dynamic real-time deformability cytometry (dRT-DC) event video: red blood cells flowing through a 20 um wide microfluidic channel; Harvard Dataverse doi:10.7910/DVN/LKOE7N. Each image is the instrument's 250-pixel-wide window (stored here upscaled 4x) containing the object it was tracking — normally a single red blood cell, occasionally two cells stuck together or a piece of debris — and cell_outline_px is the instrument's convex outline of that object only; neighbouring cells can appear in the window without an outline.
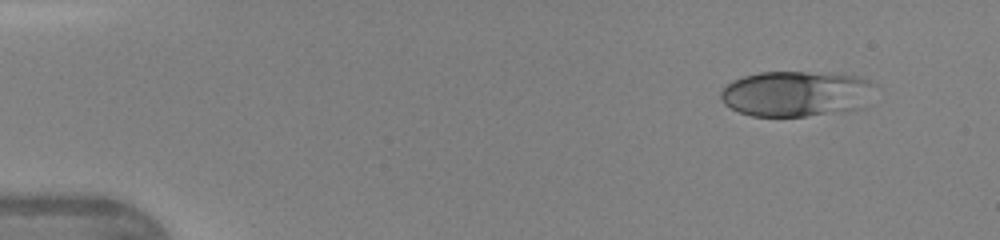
{"species": "human", "species_latin": "Homo sapiens", "temperature_condition": "warm", "stored_images_in_passage": 36, "camera_frame_rate_fps": 3000, "um_per_image_px": 0.085, "donor": {"sex": "female"}, "frame": {"image": 1, "passage_image": 1, "time_ms": 0.0, "image_size_px": [1000, 240], "cell_outline_px": [[872, 84], [864, 108], [848, 112], [804, 116], [752, 116], [740, 112], [724, 104], [720, 96], [720, 92], [732, 80], [744, 76], [760, 72], [804, 72], [864, 76], [872, 80]], "centroid_in_image_um": [67.69, 7.97], "position_along_channel_um": 17.3, "area_um2": 41.1}}
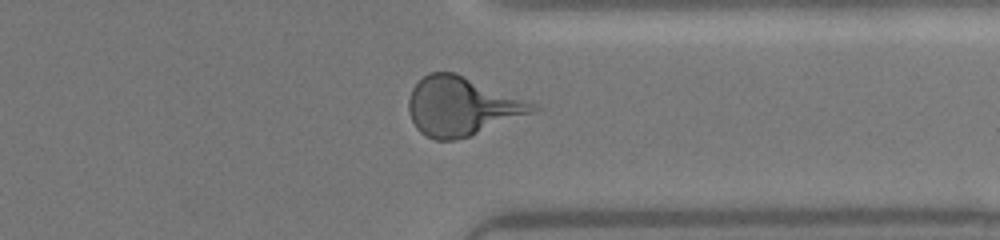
{"frame": {"image": 2, "passage_image": 26, "time_ms": 8.333, "image_size_px": [1000, 240], "cell_outline_px": [[540, 108], [532, 112], [468, 136], [456, 140], [436, 140], [420, 132], [416, 128], [408, 112], [408, 100], [412, 88], [428, 72], [456, 72], [536, 104]], "centroid_in_image_um": [39.19, 9.02], "position_along_channel_um": 372.2, "area_um2": 41.85}}
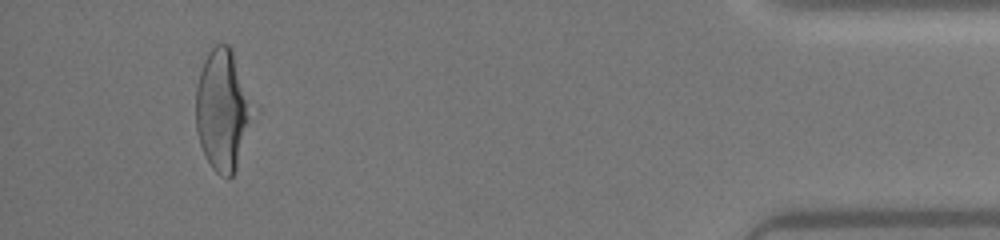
{"frame": {"image": 3, "passage_image": 33, "time_ms": 10.667, "image_size_px": [1000, 240], "cell_outline_px": [[252, 112], [236, 168], [232, 176], [228, 180], [220, 176], [212, 168], [200, 144], [196, 128], [196, 84], [204, 60], [208, 52], [216, 44], [228, 44], [232, 48], [252, 108]], "centroid_in_image_um": [18.86, 9.35], "position_along_channel_um": 416.3, "area_um2": 39.02}, "authors_computed_cell_mechanics": {"area_um2": 39.8531, "velocity_mm_per_s": 4.3726, "shape_relaxation_time_tau1_ms": 2.3148, "shape_relaxation_time_tau2_ms": null, "deformation_change_tau1": 0.1474, "deformation_change_tau2": null}}